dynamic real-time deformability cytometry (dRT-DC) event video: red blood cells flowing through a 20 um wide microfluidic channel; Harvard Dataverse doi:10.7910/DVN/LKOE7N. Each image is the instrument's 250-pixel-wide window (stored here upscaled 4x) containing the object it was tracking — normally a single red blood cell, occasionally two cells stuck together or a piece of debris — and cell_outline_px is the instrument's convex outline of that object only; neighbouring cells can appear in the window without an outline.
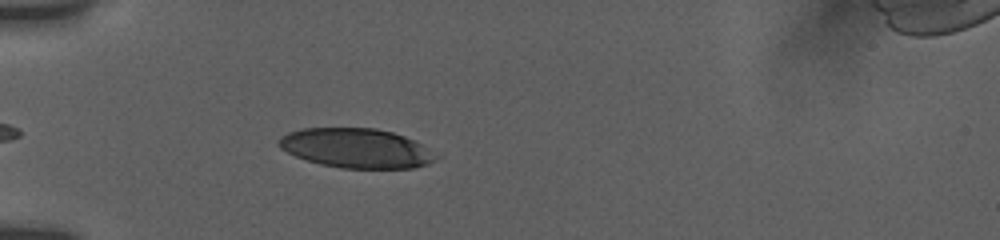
{"species": "human", "species_latin": "Homo sapiens", "temperature_condition": "room temperature", "stored_images_in_passage": 7, "camera_frame_rate_fps": 3000, "um_per_image_px": 0.085, "donor": {"sex": "female"}, "frame": {"image": 1, "passage_image": 3, "time_ms": 1.333, "image_size_px": [1000, 240], "cell_outline_px": [[444, 156], [428, 164], [412, 168], [340, 168], [320, 164], [296, 156], [280, 148], [276, 144], [280, 136], [288, 132], [300, 128], [376, 128], [392, 132], [404, 136]], "centroid_in_image_um": [30.3, 12.59], "position_along_channel_um": 54.7, "area_um2": 36.41}}
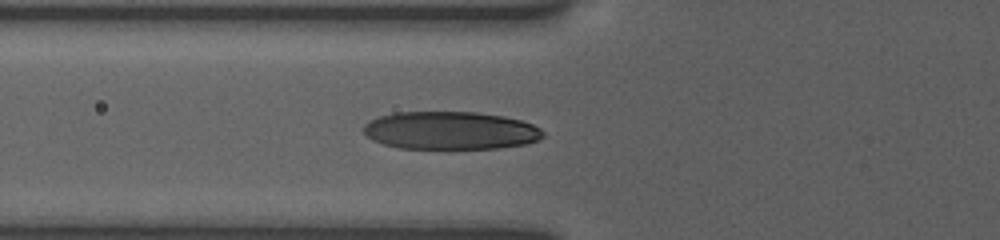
{"frame": {"image": 2, "passage_image": 5, "time_ms": 2.667, "image_size_px": [1000, 240], "cell_outline_px": [[544, 136], [528, 144], [500, 148], [448, 152], [400, 148], [384, 144], [372, 140], [364, 132], [364, 124], [368, 120], [380, 116], [396, 112], [476, 112], [504, 116], [520, 120], [532, 124], [540, 128], [544, 132]], "centroid_in_image_um": [38.29, 11.14], "position_along_channel_um": 87.5, "area_um2": 41.15}}
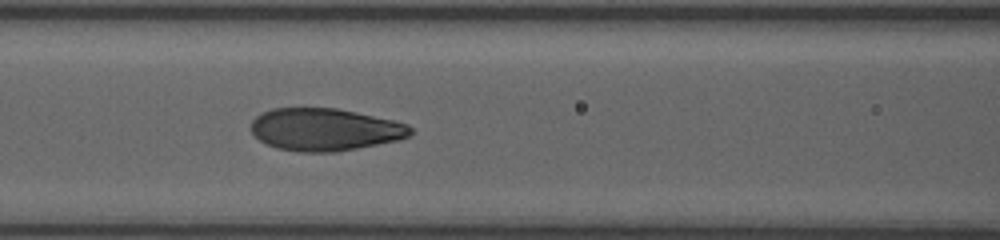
{"frame": {"image": 3, "passage_image": 7, "time_ms": 4.0, "image_size_px": [1000, 240], "cell_outline_px": [[412, 132], [408, 136], [400, 140], [336, 152], [296, 152], [276, 148], [260, 140], [252, 132], [252, 120], [256, 116], [272, 108], [336, 108], [356, 112], [392, 120], [408, 124], [412, 128]], "centroid_in_image_um": [27.62, 11.01], "position_along_channel_um": 139.0, "area_um2": 39.36}}